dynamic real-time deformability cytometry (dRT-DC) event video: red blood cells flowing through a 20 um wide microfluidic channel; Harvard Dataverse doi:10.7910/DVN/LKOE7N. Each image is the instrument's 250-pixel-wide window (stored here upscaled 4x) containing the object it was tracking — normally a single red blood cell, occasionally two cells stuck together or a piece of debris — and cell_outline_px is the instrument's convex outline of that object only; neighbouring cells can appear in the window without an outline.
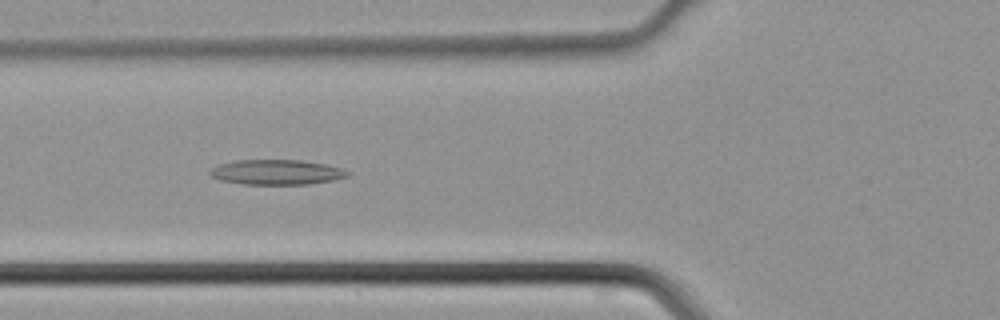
{"species": "common noctule bat (a hibernating species)", "species_latin": "Nyctalus noctula", "temperature_condition": "cold", "stored_images_in_passage": 33, "camera_frame_rate_fps": 3000, "um_per_image_px": 0.085, "animal": {"sex": "male", "body_mass_g": 21.5, "forearm_length_mm": 52.0}, "frame": {"image": 1, "passage_image": 7, "time_ms": 2.0, "image_size_px": [1000, 320], "cell_outline_px": [[352, 172], [348, 176], [332, 180], [308, 184], [244, 184], [220, 180], [212, 176], [208, 172], [212, 168], [220, 164], [236, 160], [300, 160], [324, 164], [344, 168]], "centroid_in_image_um": [23.54, 14.63], "position_along_channel_um": 102.3, "area_um2": 20.0}}
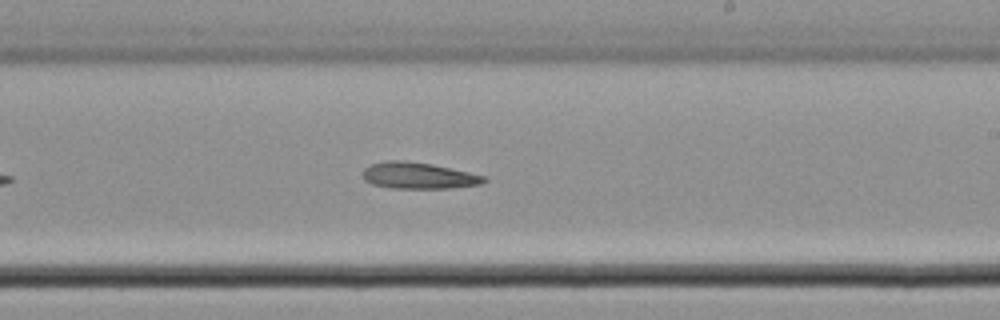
{"frame": {"image": 2, "passage_image": 17, "time_ms": 5.333, "image_size_px": [1000, 320], "cell_outline_px": [[488, 180], [480, 184], [452, 188], [392, 188], [372, 184], [364, 180], [364, 168], [372, 164], [388, 160], [400, 160], [432, 164], [488, 176]], "centroid_in_image_um": [35.61, 14.93], "position_along_channel_um": 253.4, "area_um2": 18.61}}
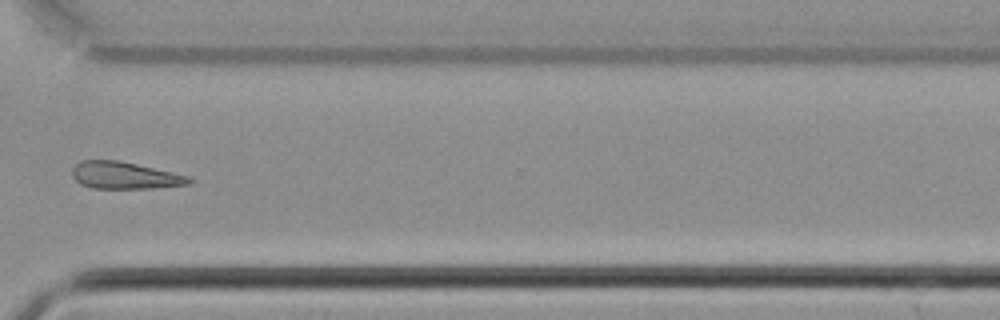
{"frame": {"image": 3, "passage_image": 24, "time_ms": 7.667, "image_size_px": [1000, 320], "cell_outline_px": [[192, 180], [188, 184], [152, 188], [92, 188], [80, 184], [72, 176], [72, 168], [80, 160], [120, 160], [172, 172], [188, 176]], "centroid_in_image_um": [10.55, 14.9], "position_along_channel_um": 360.1, "area_um2": 18.32}}